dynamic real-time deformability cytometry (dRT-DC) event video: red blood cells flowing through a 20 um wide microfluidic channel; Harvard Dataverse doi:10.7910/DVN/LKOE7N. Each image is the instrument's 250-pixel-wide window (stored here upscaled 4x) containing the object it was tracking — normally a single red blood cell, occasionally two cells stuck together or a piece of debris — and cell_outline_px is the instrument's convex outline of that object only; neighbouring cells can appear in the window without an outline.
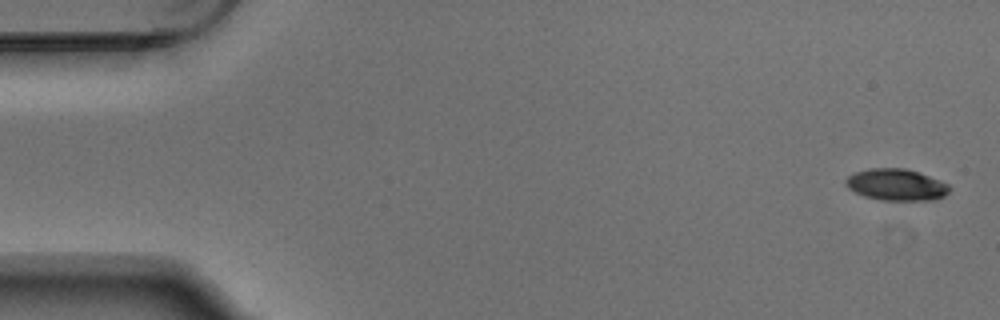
{"species": "Egyptian fruit bat (a non-hibernating species)", "species_latin": "Rousettus aegyptiacus", "temperature_condition": "warm", "stored_images_in_passage": 5, "camera_frame_rate_fps": 3000, "um_per_image_px": 0.085, "animal": {"sex": "male"}, "frame": {"image": 1, "passage_image": 1, "time_ms": 0.0, "image_size_px": [1000, 320], "cell_outline_px": [[952, 188], [944, 196], [936, 200], [880, 200], [864, 196], [848, 188], [844, 184], [844, 180], [848, 176], [856, 172], [868, 168], [904, 168], [940, 180], [948, 184]], "centroid_in_image_um": [76.18, 15.71], "position_along_channel_um": 8.8, "area_um2": 19.13}}
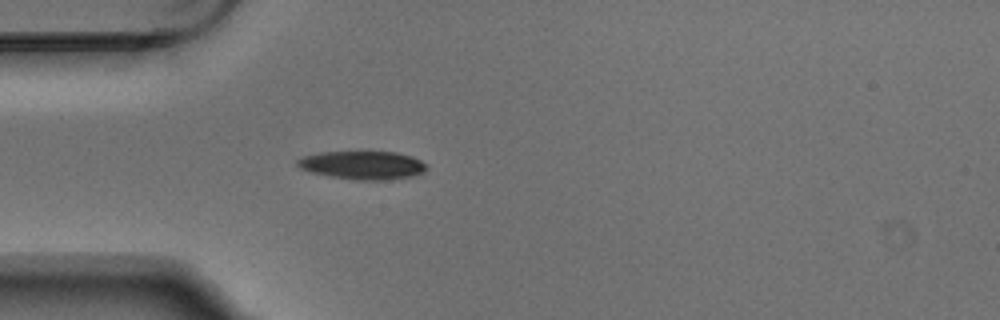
{"frame": {"image": 2, "passage_image": 5, "time_ms": 1.333, "image_size_px": [1000, 320], "cell_outline_px": [[428, 168], [424, 172], [412, 176], [388, 180], [356, 180], [328, 176], [312, 172], [300, 168], [296, 164], [296, 160], [300, 156], [320, 152], [396, 152], [412, 156], [428, 164]], "centroid_in_image_um": [30.82, 14.04], "position_along_channel_um": 54.2, "area_um2": 21.56}}